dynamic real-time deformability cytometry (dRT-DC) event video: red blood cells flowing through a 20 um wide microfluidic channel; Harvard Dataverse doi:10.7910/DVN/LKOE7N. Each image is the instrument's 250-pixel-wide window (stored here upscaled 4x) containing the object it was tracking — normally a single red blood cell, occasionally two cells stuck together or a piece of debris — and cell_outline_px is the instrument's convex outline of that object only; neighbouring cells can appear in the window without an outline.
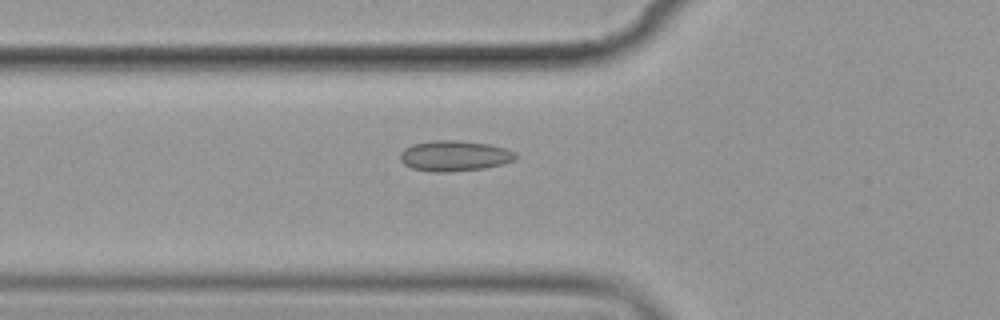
{"species": "common noctule bat (a hibernating species)", "species_latin": "Nyctalus noctula", "temperature_condition": "cold", "stored_images_in_passage": 6, "camera_frame_rate_fps": 3000, "um_per_image_px": 0.085, "animal": {"sex": "female", "body_mass_g": 19.9}, "frame": {"image": 1, "passage_image": 6, "time_ms": 6.667, "image_size_px": [1000, 320], "cell_outline_px": [[516, 160], [504, 164], [484, 168], [448, 172], [432, 172], [412, 168], [404, 164], [400, 160], [400, 152], [404, 148], [412, 144], [432, 140], [460, 140], [488, 144], [504, 148], [516, 152]], "centroid_in_image_um": [38.62, 13.24], "position_along_channel_um": 87.2, "area_um2": 20.75}}